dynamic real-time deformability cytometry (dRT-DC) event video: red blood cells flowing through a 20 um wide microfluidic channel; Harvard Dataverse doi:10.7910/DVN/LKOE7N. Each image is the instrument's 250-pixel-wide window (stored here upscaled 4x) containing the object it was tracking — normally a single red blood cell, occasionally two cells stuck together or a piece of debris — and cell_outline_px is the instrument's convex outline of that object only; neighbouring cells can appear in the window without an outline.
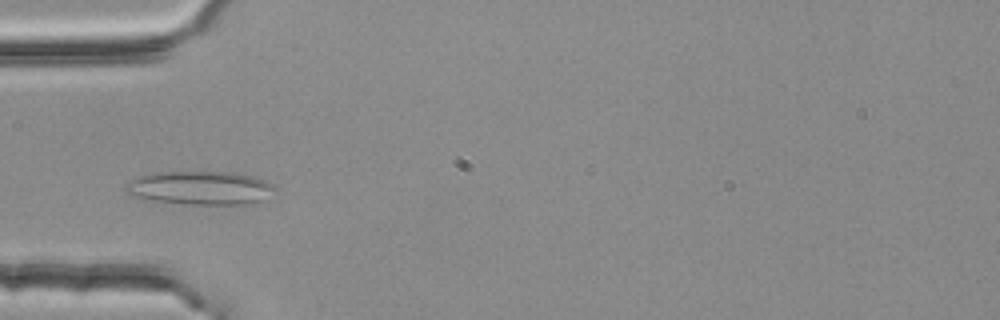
{"species": "common noctule bat (a hibernating species)", "species_latin": "Nyctalus noctula", "temperature_condition": "room temperature", "stored_images_in_passage": 6, "camera_frame_rate_fps": 3000, "um_per_image_px": 0.085, "animal": {"sex": "female", "body_mass_g": 25.1}, "frame": {"image": 1, "passage_image": 2, "time_ms": 0.333, "image_size_px": [1000, 320], "cell_outline_px": [[276, 188], [260, 200], [240, 204], [192, 204], [152, 200], [132, 196], [124, 188], [132, 180], [140, 176], [152, 172], [232, 172], [252, 176], [264, 180], [272, 184]], "centroid_in_image_um": [16.98, 15.96], "position_along_channel_um": 68.0, "area_um2": 28.55}}